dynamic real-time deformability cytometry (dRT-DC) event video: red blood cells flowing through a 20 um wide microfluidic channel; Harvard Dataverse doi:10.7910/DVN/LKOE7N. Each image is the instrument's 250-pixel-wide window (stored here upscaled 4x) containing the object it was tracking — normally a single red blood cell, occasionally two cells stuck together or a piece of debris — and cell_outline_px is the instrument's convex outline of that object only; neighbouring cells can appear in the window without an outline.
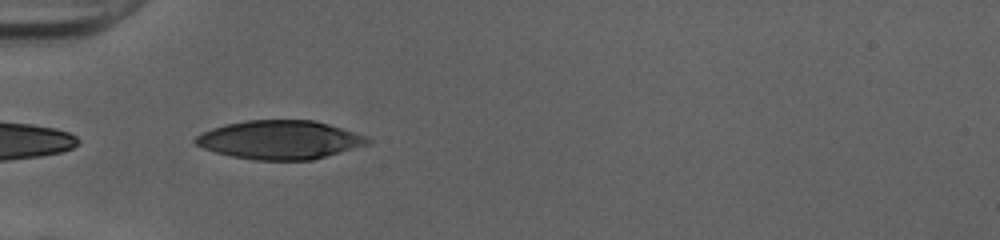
{"species": "human", "species_latin": "Homo sapiens", "temperature_condition": "cold", "stored_images_in_passage": 22, "camera_frame_rate_fps": 3000, "um_per_image_px": 0.085, "donor": {"sex": "female"}, "frame": {"image": 1, "passage_image": 1, "time_ms": 0.0, "image_size_px": [1000, 240], "cell_outline_px": [[372, 140], [368, 144], [312, 160], [252, 160], [232, 156], [216, 152], [204, 148], [196, 144], [192, 140], [196, 136], [212, 128], [224, 124], [248, 120], [316, 120], [368, 136]], "centroid_in_image_um": [23.79, 11.88], "position_along_channel_um": 61.2, "area_um2": 38.78}}